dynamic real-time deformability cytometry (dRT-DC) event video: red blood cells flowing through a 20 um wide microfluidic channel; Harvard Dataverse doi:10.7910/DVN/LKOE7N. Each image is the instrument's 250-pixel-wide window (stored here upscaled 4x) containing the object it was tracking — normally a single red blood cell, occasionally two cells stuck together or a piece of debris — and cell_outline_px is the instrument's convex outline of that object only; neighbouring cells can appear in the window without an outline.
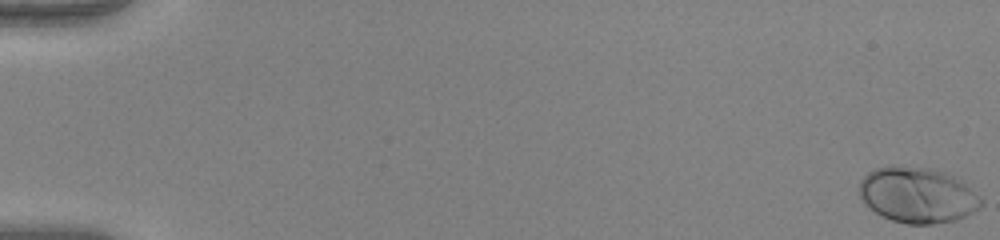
{"species": "human", "species_latin": "Homo sapiens", "temperature_condition": "warm", "stored_images_in_passage": 52, "camera_frame_rate_fps": 3000, "um_per_image_px": 0.085, "donor": {"sex": "female"}, "frame": {"image": 1, "passage_image": 1, "time_ms": 0.0, "image_size_px": [1000, 240], "cell_outline_px": [[984, 204], [980, 208], [956, 220], [932, 224], [908, 224], [892, 220], [880, 216], [868, 208], [864, 204], [860, 196], [860, 180], [868, 172], [876, 168], [892, 164], [900, 164], [932, 168], [944, 172], [952, 176], [964, 184], [980, 196], [984, 200]], "centroid_in_image_um": [77.95, 16.57], "position_along_channel_um": 7.0, "area_um2": 39.94}}
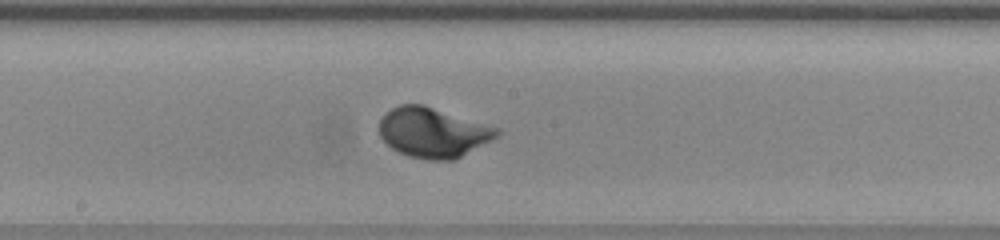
{"frame": {"image": 2, "passage_image": 30, "time_ms": 9.667, "image_size_px": [1000, 240], "cell_outline_px": [[500, 136], [452, 160], [428, 160], [408, 156], [392, 148], [380, 136], [380, 120], [392, 108], [400, 104], [424, 104], [500, 128]], "centroid_in_image_um": [36.83, 11.25], "position_along_channel_um": 211.4, "area_um2": 34.04}}
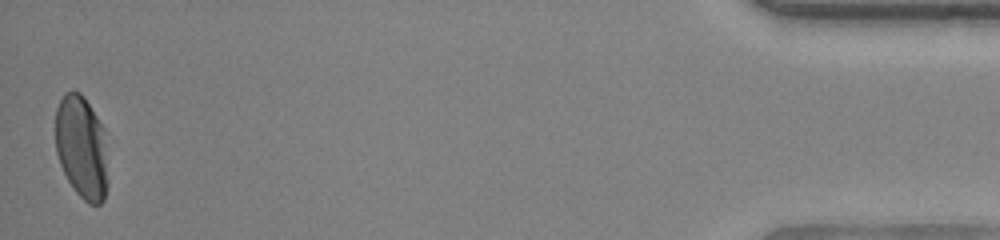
{"frame": {"image": 3, "passage_image": 52, "time_ms": 17.0, "image_size_px": [1000, 240], "cell_outline_px": [[108, 184], [104, 200], [100, 204], [88, 204], [76, 192], [68, 180], [60, 164], [56, 152], [56, 108], [64, 92], [72, 88], [80, 92], [84, 96], [104, 128]], "centroid_in_image_um": [6.94, 12.49], "position_along_channel_um": 428.3, "area_um2": 31.91}, "authors_computed_cell_mechanics": {"area_um2": 33.813, "velocity_mm_per_s": 4.0702, "shape_relaxation_time_tau1_ms": 1.9559, "shape_relaxation_time_tau2_ms": null, "deformation_change_tau1": 0.1738, "deformation_change_tau2": null}}